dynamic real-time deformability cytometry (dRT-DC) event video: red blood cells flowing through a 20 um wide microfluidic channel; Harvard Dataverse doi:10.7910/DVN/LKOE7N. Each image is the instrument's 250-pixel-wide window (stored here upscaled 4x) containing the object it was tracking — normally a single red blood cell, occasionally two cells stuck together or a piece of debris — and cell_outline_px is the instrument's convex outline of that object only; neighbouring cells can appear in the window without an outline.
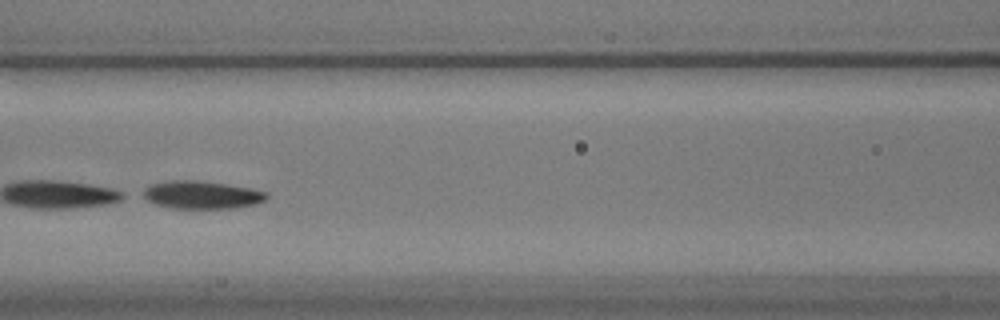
{"species": "common noctule bat (a hibernating species)", "species_latin": "Nyctalus noctula", "temperature_condition": "warm", "stored_images_in_passage": 51, "camera_frame_rate_fps": 3000, "um_per_image_px": 0.085, "animal": {"sex": "male", "body_mass_g": 17.9}, "frame": {"image": 1, "passage_image": 19, "time_ms": 6.0, "image_size_px": [1000, 320], "cell_outline_px": [[268, 200], [256, 204], [236, 208], [168, 208], [156, 204], [140, 196], [136, 192], [152, 184], [164, 180], [196, 180], [228, 184], [268, 192]], "centroid_in_image_um": [17.09, 16.56], "position_along_channel_um": 149.5, "area_um2": 20.52}}
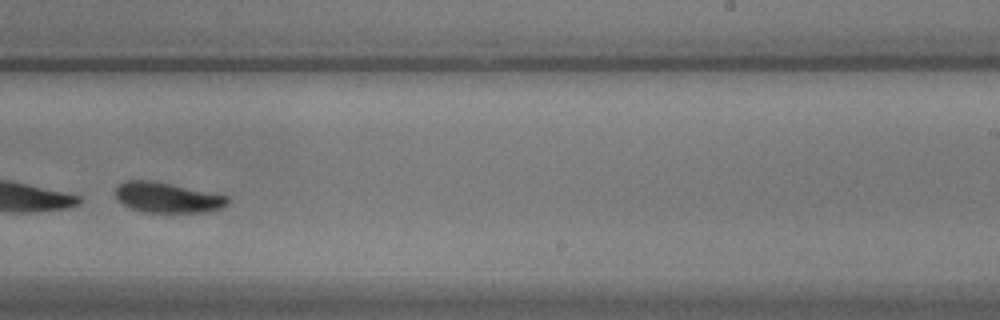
{"frame": {"image": 2, "passage_image": 30, "time_ms": 9.667, "image_size_px": [1000, 320], "cell_outline_px": [[228, 204], [224, 208], [208, 212], [140, 212], [124, 204], [116, 196], [116, 188], [124, 180], [148, 180], [228, 196]], "centroid_in_image_um": [14.24, 16.81], "position_along_channel_um": 274.8, "area_um2": 19.48}, "authors_computed_cell_mechanics": {"area_um2": 21.4438, "velocity_mm_per_s": 3.4153, "shape_relaxation_time_tau1_ms": 0.9816, "shape_relaxation_time_tau2_ms": 9.7492, "deformation_change_tau1": 0.2692, "deformation_change_tau2": 0.1494}}